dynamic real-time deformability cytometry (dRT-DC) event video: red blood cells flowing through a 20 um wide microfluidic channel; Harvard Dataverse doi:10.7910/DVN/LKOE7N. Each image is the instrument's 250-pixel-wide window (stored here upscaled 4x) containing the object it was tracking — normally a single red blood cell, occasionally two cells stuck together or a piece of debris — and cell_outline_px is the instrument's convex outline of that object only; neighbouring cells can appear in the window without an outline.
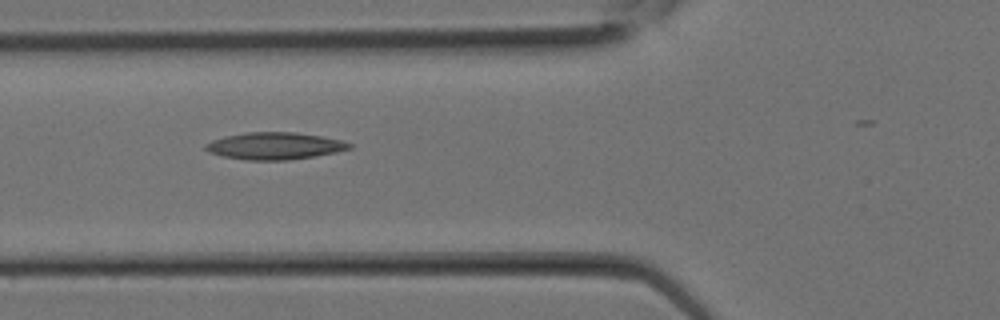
{"species": "Egyptian fruit bat (a non-hibernating species)", "species_latin": "Rousettus aegyptiacus", "temperature_condition": "room temperature", "stored_images_in_passage": 11, "camera_frame_rate_fps": 3000, "um_per_image_px": 0.085, "animal": {"sex": "female"}, "frame": {"image": 1, "passage_image": 8, "time_ms": 2.333, "image_size_px": [1000, 320], "cell_outline_px": [[352, 148], [336, 152], [288, 160], [248, 160], [224, 156], [208, 152], [204, 148], [204, 144], [212, 140], [224, 136], [248, 132], [296, 132], [344, 140], [352, 144]], "centroid_in_image_um": [23.34, 12.39], "position_along_channel_um": 102.5, "area_um2": 22.66}}
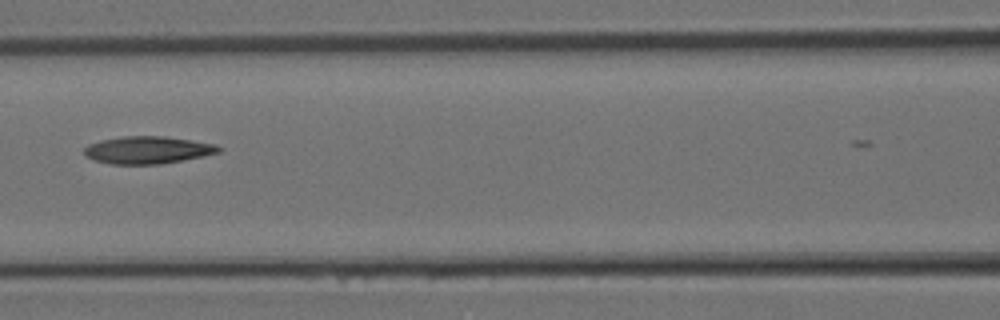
{"frame": {"image": 2, "passage_image": 10, "time_ms": 3.0, "image_size_px": [1000, 320], "cell_outline_px": [[224, 148], [220, 152], [204, 156], [160, 164], [112, 164], [92, 160], [84, 156], [84, 148], [88, 144], [100, 140], [124, 136], [164, 136], [216, 144]], "centroid_in_image_um": [12.54, 12.75], "position_along_channel_um": 154.1, "area_um2": 21.62}}